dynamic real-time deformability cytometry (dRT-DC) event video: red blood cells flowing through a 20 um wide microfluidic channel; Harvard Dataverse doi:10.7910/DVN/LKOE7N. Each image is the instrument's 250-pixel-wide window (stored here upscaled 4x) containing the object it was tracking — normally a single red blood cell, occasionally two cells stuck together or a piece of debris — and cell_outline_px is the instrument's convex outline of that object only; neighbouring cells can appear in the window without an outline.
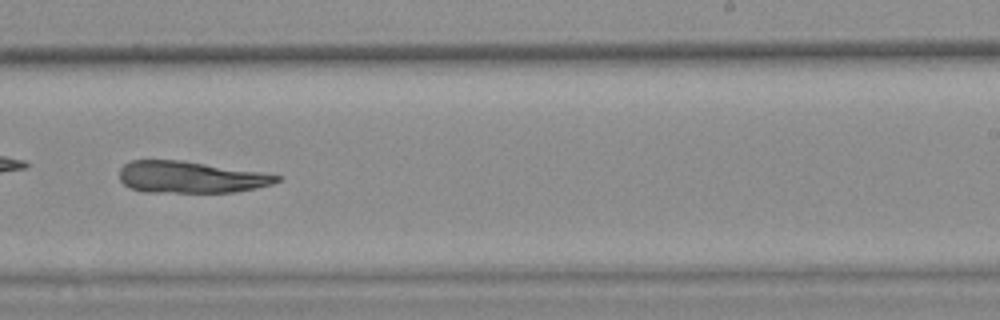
{"species": "common noctule bat (a hibernating species)", "species_latin": "Nyctalus noctula", "temperature_condition": "warm", "stored_images_in_passage": 45, "camera_frame_rate_fps": 3000, "um_per_image_px": 0.085, "animal": {"sex": "female", "body_mass_g": 25.1}, "frame": {"image": 1, "passage_image": 32, "time_ms": 10.333, "image_size_px": [1000, 320], "cell_outline_px": [[284, 176], [280, 180], [272, 184], [256, 188], [232, 192], [144, 192], [132, 188], [124, 184], [120, 180], [120, 168], [124, 164], [132, 160], [184, 160]], "centroid_in_image_um": [16.19, 15.05], "position_along_channel_um": 272.8, "area_um2": 29.02}}